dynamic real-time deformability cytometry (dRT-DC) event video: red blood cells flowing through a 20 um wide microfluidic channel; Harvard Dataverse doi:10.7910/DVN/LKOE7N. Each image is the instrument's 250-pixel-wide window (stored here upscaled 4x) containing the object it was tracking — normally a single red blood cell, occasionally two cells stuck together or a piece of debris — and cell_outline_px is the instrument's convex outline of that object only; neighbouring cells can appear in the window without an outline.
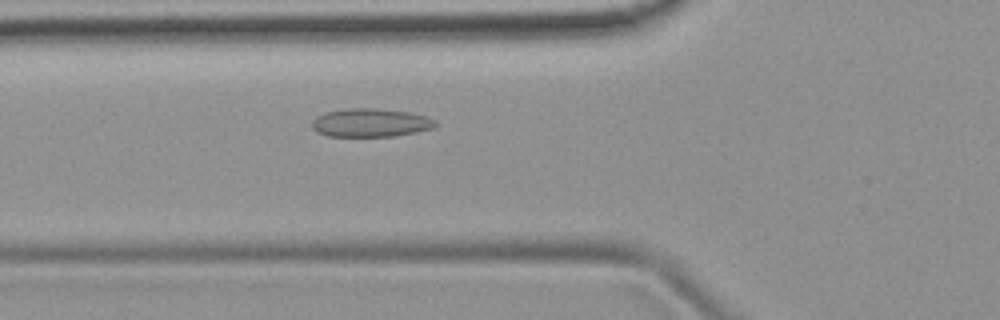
{"species": "common noctule bat (a hibernating species)", "species_latin": "Nyctalus noctula", "temperature_condition": "room temperature", "stored_images_in_passage": 38, "camera_frame_rate_fps": 3000, "um_per_image_px": 0.085, "animal": {"sex": "female", "body_mass_g": 19.9}, "frame": {"image": 1, "passage_image": 8, "time_ms": 2.333, "image_size_px": [1000, 320], "cell_outline_px": [[436, 124], [432, 128], [416, 132], [396, 136], [328, 136], [316, 132], [312, 128], [312, 120], [316, 116], [328, 112], [348, 108], [376, 108], [408, 112], [424, 116], [436, 120]], "centroid_in_image_um": [31.47, 10.43], "position_along_channel_um": 94.3, "area_um2": 20.35}}
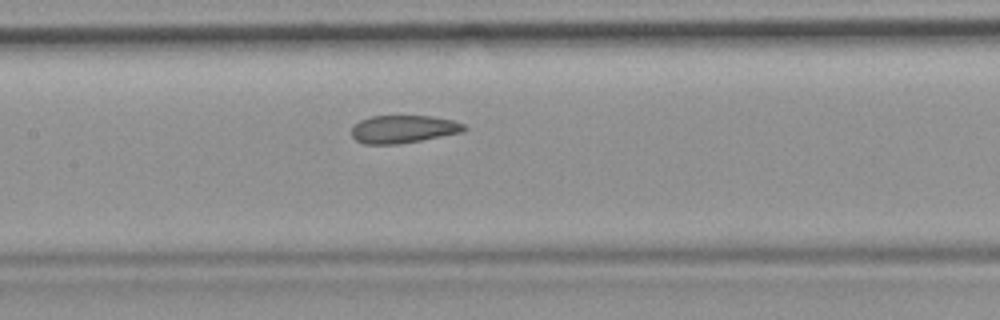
{"frame": {"image": 2, "passage_image": 14, "time_ms": 4.333, "image_size_px": [1000, 320], "cell_outline_px": [[468, 128], [464, 132], [420, 140], [396, 144], [364, 144], [356, 140], [352, 136], [352, 124], [360, 120], [372, 116], [432, 116], [452, 120], [464, 124]], "centroid_in_image_um": [34.28, 10.97], "position_along_channel_um": 173.1, "area_um2": 18.26}}
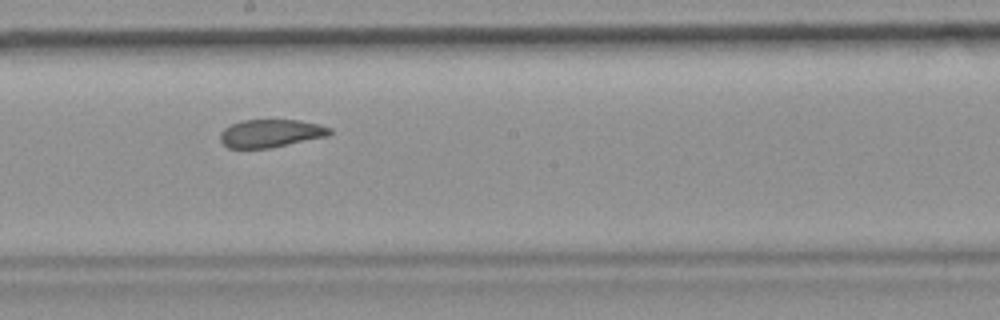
{"frame": {"image": 3, "passage_image": 18, "time_ms": 5.667, "image_size_px": [1000, 320], "cell_outline_px": [[332, 132], [328, 136], [268, 148], [228, 148], [220, 140], [220, 132], [224, 128], [240, 120], [300, 120], [320, 124], [332, 128]], "centroid_in_image_um": [23.02, 11.32], "position_along_channel_um": 225.2, "area_um2": 17.86}, "authors_computed_cell_mechanics": {"area_um2": 19.2763, "velocity_mm_per_s": 3.9311, "shape_relaxation_time_tau1_ms": null, "shape_relaxation_time_tau2_ms": 1.2863, "deformation_change_tau1": null, "deformation_change_tau2": 0.0593}}